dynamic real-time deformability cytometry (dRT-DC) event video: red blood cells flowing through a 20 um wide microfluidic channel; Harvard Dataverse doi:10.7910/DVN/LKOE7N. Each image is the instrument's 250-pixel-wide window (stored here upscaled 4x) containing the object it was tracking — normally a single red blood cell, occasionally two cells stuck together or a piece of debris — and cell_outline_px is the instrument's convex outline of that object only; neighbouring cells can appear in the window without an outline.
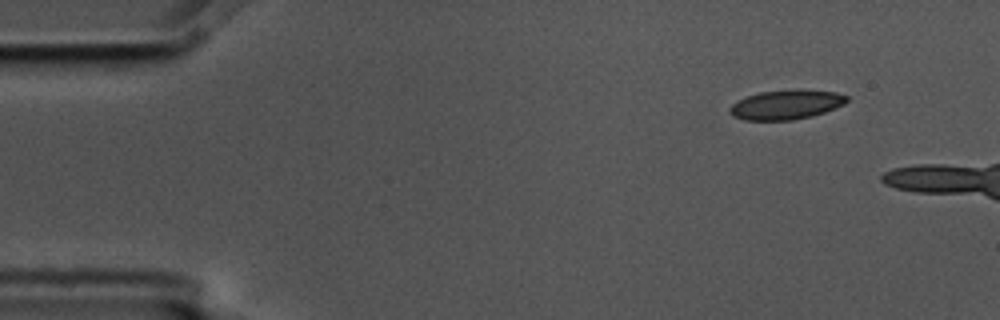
{"species": "common noctule bat (a hibernating species)", "species_latin": "Nyctalus noctula", "temperature_condition": "cold", "stored_images_in_passage": 3, "camera_frame_rate_fps": 3000, "um_per_image_px": 0.085, "animal": {"sex": "male", "body_mass_g": 17.5, "forearm_length_mm": 52.3}, "frame": {"image": 1, "passage_image": 1, "time_ms": 0.0, "image_size_px": [1000, 320], "cell_outline_px": [[848, 100], [844, 104], [836, 108], [812, 116], [792, 120], [744, 120], [732, 116], [728, 112], [728, 108], [732, 104], [744, 96], [760, 92], [796, 88], [800, 88], [836, 92], [848, 96]], "centroid_in_image_um": [66.81, 8.88], "position_along_channel_um": 18.2, "area_um2": 20.58}}